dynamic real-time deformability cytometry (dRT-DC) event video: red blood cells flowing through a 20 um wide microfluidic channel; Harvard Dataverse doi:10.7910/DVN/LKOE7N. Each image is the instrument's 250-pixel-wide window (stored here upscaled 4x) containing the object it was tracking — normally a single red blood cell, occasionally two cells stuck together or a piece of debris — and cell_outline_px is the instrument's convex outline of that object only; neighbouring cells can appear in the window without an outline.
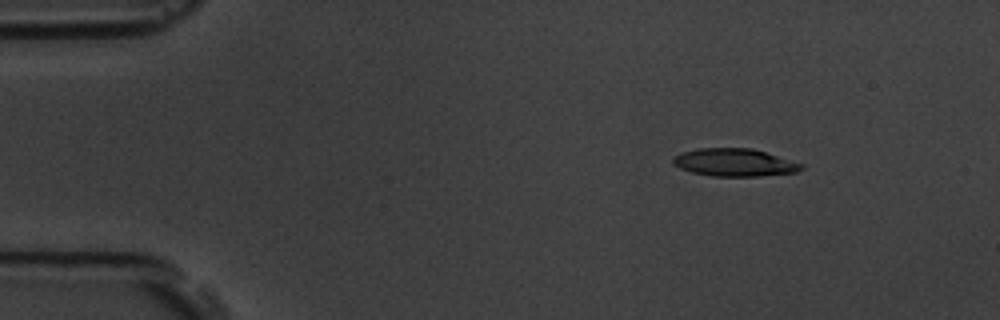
{"species": "common noctule bat (a hibernating species)", "species_latin": "Nyctalus noctula", "temperature_condition": "room temperature", "stored_images_in_passage": 6, "camera_frame_rate_fps": 3000, "um_per_image_px": 0.085, "animal": {"sex": "male", "body_mass_g": 19.5, "forearm_length_mm": 54.6}, "frame": {"image": 1, "passage_image": 1, "time_ms": 0.0, "image_size_px": [1000, 320], "cell_outline_px": [[804, 168], [796, 172], [760, 176], [712, 176], [692, 172], [680, 168], [672, 164], [672, 156], [684, 152], [700, 148], [752, 148], [804, 164]], "centroid_in_image_um": [62.42, 13.81], "position_along_channel_um": 22.6, "area_um2": 20.69}}
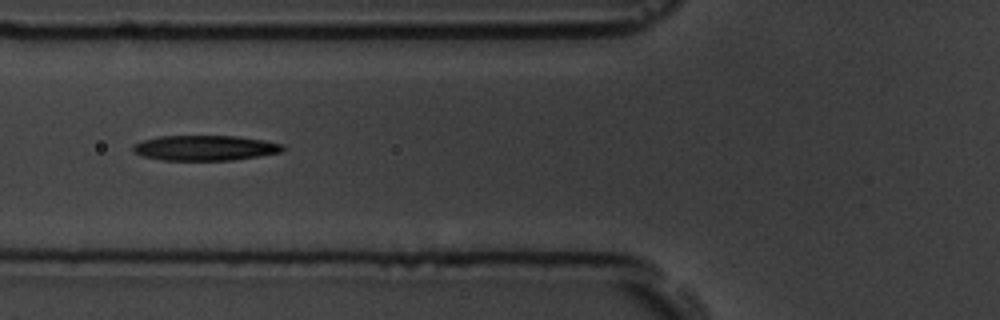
{"frame": {"image": 2, "passage_image": 5, "time_ms": 4.667, "image_size_px": [1000, 320], "cell_outline_px": [[288, 148], [280, 152], [260, 156], [232, 160], [160, 160], [144, 156], [132, 152], [132, 144], [144, 140], [160, 136], [236, 136], [264, 140], [284, 144]], "centroid_in_image_um": [17.45, 12.57], "position_along_channel_um": 108.4, "area_um2": 22.14}}
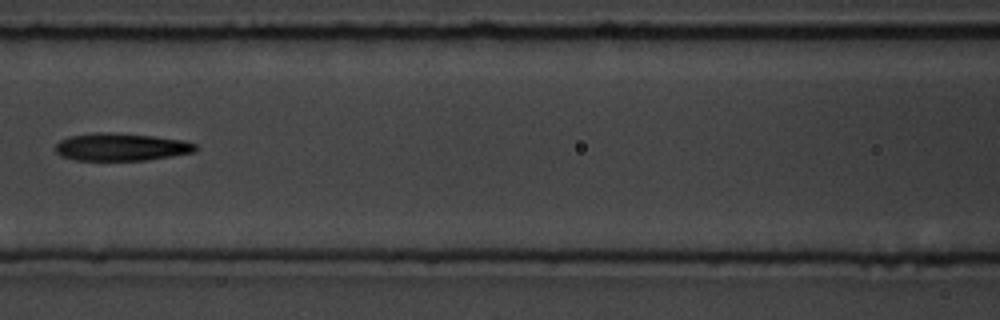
{"frame": {"image": 3, "passage_image": 6, "time_ms": 6.0, "image_size_px": [1000, 320], "cell_outline_px": [[200, 148], [196, 152], [148, 160], [76, 160], [60, 156], [56, 152], [56, 144], [60, 140], [68, 136], [96, 132], [112, 132], [156, 136], [184, 140], [196, 144]], "centroid_in_image_um": [10.34, 12.48], "position_along_channel_um": 156.3, "area_um2": 22.89}}